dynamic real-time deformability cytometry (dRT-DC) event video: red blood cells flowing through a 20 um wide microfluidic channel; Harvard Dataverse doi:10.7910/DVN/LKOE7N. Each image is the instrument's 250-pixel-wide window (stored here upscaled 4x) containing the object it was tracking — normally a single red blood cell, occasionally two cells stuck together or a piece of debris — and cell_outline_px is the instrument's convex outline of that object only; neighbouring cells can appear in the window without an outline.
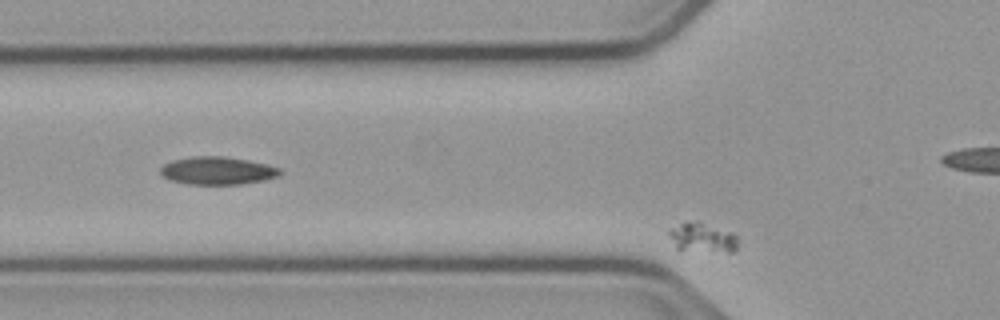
{"species": "common noctule bat (a hibernating species)", "species_latin": "Nyctalus noctula", "temperature_condition": "cold", "stored_images_in_passage": 37, "camera_frame_rate_fps": 3000, "um_per_image_px": 0.085, "animal": {"sex": "male", "body_mass_g": 23.1, "forearm_length_mm": 52.7}, "frame": {"image": 1, "passage_image": 2, "time_ms": 0.333, "image_size_px": [1000, 320], "cell_outline_px": [[736, 248], [732, 252], [680, 252], [676, 248], [668, 236], [668, 232], [672, 228], [680, 224], [696, 220], [700, 220], [732, 232], [736, 236]], "centroid_in_image_um": [59.67, 20.22], "position_along_channel_um": 66.1, "area_um2": 12.37}}
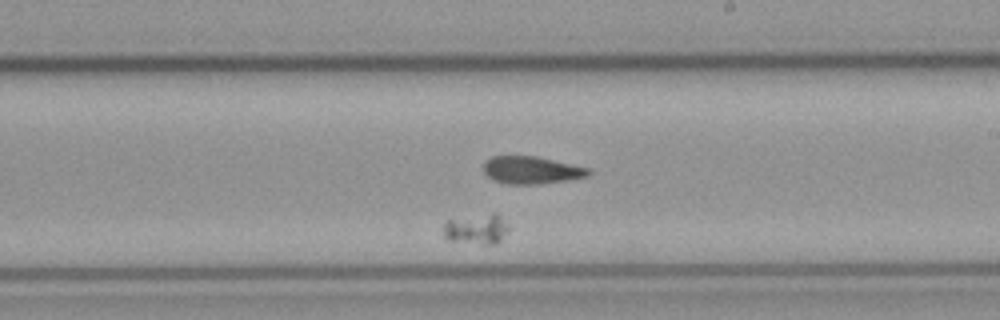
{"frame": {"image": 2, "passage_image": 20, "time_ms": 6.333, "image_size_px": [1000, 320], "cell_outline_px": [[508, 232], [496, 244], [484, 244], [448, 240], [444, 236], [444, 224], [448, 220], [492, 212], [496, 212], [500, 216], [508, 228]], "centroid_in_image_um": [40.51, 19.46], "position_along_channel_um": 248.5, "area_um2": 11.39}}
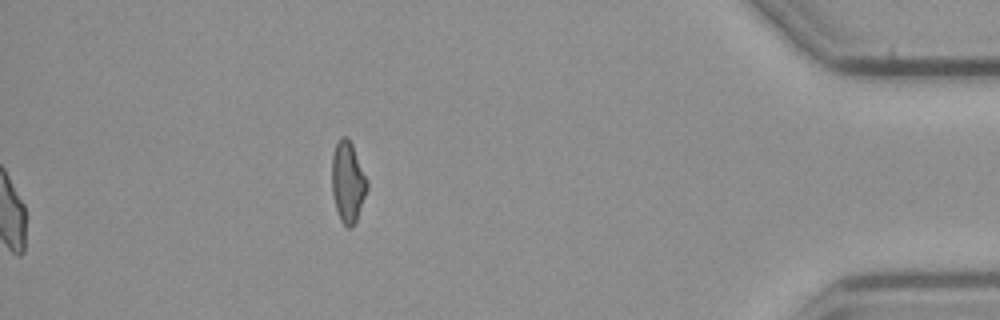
{"frame": {"image": 3, "passage_image": 37, "time_ms": 12.0, "image_size_px": [1000, 320], "cell_outline_px": [[368, 188], [356, 220], [352, 228], [348, 228], [340, 220], [336, 208], [332, 192], [332, 152], [340, 136], [348, 136], [352, 144], [368, 180]], "centroid_in_image_um": [29.56, 15.44], "position_along_channel_um": 405.6, "area_um2": 16.7}}